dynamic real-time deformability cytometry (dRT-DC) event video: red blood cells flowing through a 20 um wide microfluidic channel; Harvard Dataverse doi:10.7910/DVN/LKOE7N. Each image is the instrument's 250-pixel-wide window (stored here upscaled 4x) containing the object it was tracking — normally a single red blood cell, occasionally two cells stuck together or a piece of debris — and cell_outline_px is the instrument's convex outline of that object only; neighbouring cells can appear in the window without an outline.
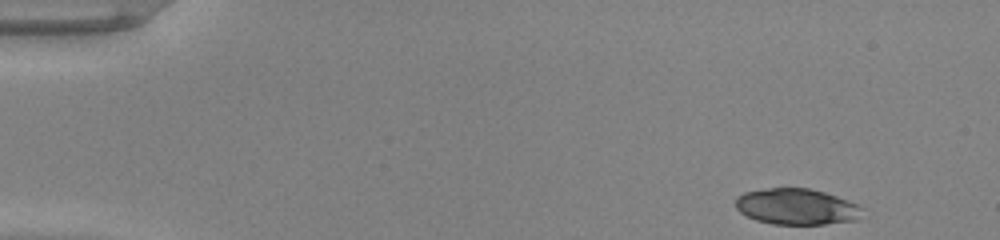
{"species": "common noctule bat (a hibernating species)", "species_latin": "Nyctalus noctula", "temperature_condition": "warm", "stored_images_in_passage": 12, "camera_frame_rate_fps": 3000, "um_per_image_px": 0.085, "animal": {"sex": "male", "body_mass_g": 20.0, "forearm_length_mm": 53.3}, "frame": {"image": 1, "passage_image": 1, "time_ms": 0.0, "image_size_px": [1000, 240], "cell_outline_px": [[864, 208], [860, 220], [824, 224], [772, 224], [756, 220], [740, 212], [736, 208], [736, 196], [744, 192], [768, 188], [808, 188], [824, 192], [848, 200]], "centroid_in_image_um": [67.73, 17.57], "position_along_channel_um": 17.3, "area_um2": 26.76}}